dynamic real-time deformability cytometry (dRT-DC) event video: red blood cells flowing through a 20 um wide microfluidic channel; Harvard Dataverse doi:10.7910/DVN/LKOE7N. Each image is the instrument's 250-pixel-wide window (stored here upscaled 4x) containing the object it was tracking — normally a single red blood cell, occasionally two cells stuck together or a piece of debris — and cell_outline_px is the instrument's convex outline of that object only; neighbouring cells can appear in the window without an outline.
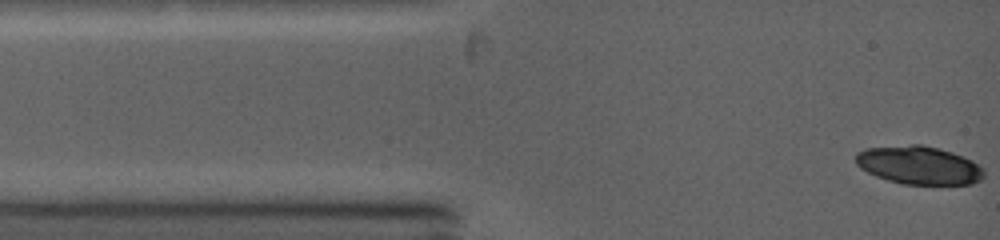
{"species": "common noctule bat (a hibernating species)", "species_latin": "Nyctalus noctula", "temperature_condition": "warm", "stored_images_in_passage": 12, "camera_frame_rate_fps": 5000, "um_per_image_px": 0.085, "animal": {"sex": "female", "body_mass_g": 19.0, "forearm_length_mm": 53.3}, "frame": {"image": 1, "passage_image": 1, "time_ms": 0.0, "image_size_px": [1000, 240], "cell_outline_px": [[984, 176], [980, 180], [972, 184], [900, 184], [876, 176], [860, 168], [856, 164], [856, 152], [868, 148], [912, 144], [920, 144], [952, 152], [964, 156], [972, 160], [984, 168]], "centroid_in_image_um": [78.12, 14.04], "position_along_channel_um": 6.9, "area_um2": 28.61}}